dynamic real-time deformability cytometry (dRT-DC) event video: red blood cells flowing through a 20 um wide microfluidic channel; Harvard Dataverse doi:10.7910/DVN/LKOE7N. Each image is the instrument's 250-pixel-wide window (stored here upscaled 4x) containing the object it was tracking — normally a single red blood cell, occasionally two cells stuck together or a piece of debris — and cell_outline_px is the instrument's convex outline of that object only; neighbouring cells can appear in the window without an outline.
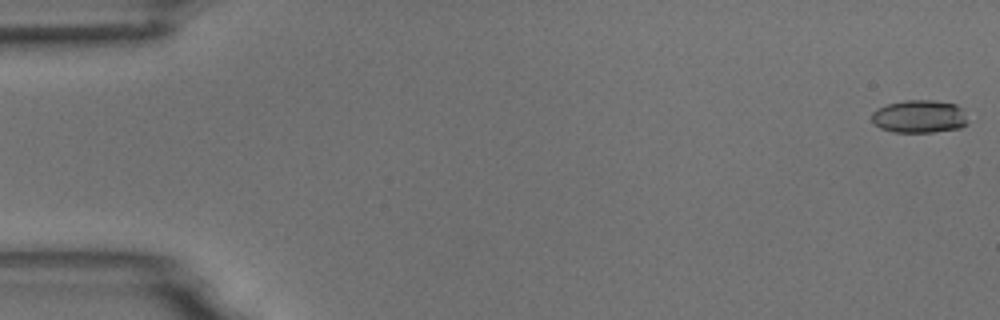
{"species": "common noctule bat (a hibernating species)", "species_latin": "Nyctalus noctula", "temperature_condition": "room temperature", "stored_images_in_passage": 55, "camera_frame_rate_fps": 3000, "um_per_image_px": 0.085, "animal": {"sex": "male", "body_mass_g": 18.8}, "frame": {"image": 1, "passage_image": 1, "time_ms": 0.0, "image_size_px": [1000, 320], "cell_outline_px": [[968, 124], [960, 128], [932, 132], [892, 132], [880, 128], [872, 120], [872, 112], [876, 108], [888, 104], [908, 100], [932, 100], [956, 104], [964, 108], [968, 120]], "centroid_in_image_um": [78.19, 9.9], "position_along_channel_um": 6.8, "area_um2": 18.61}}
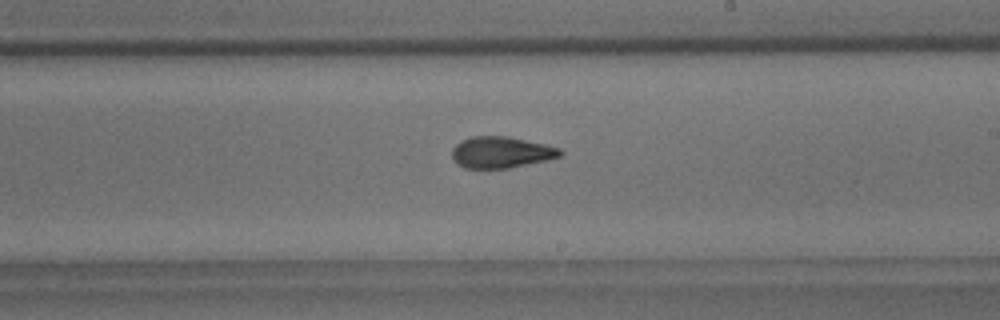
{"frame": {"image": 2, "passage_image": 32, "time_ms": 10.333, "image_size_px": [1000, 320], "cell_outline_px": [[564, 152], [560, 156], [548, 160], [508, 168], [464, 168], [456, 164], [452, 156], [452, 148], [460, 140], [472, 136], [504, 136], [544, 144], [560, 148]], "centroid_in_image_um": [42.57, 12.95], "position_along_channel_um": 246.4, "area_um2": 19.77}}
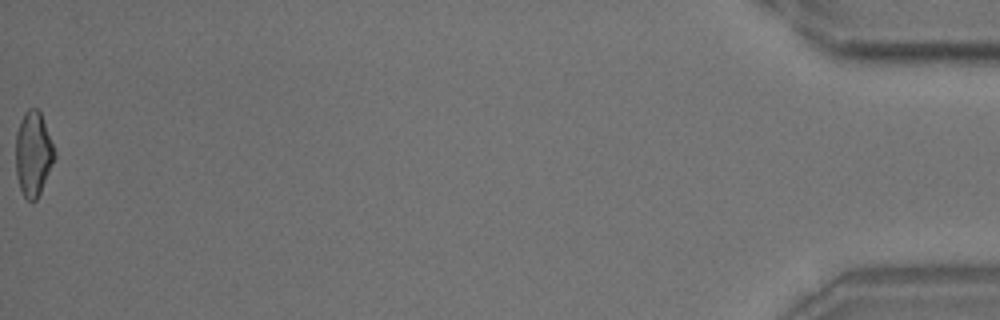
{"frame": {"image": 3, "passage_image": 55, "time_ms": 18.0, "image_size_px": [1000, 320], "cell_outline_px": [[56, 156], [40, 192], [36, 200], [32, 204], [24, 196], [20, 188], [16, 176], [16, 132], [20, 120], [24, 112], [28, 108], [36, 108], [40, 112], [56, 152]], "centroid_in_image_um": [2.81, 13.08], "position_along_channel_um": 432.4, "area_um2": 19.13}, "authors_computed_cell_mechanics": {"area_um2": 19.7098, "velocity_mm_per_s": 3.7253, "shape_relaxation_time_tau1_ms": 5.0268, "shape_relaxation_time_tau2_ms": 1.6704, "deformation_change_tau1": 0.1744, "deformation_change_tau2": 0.0864}}